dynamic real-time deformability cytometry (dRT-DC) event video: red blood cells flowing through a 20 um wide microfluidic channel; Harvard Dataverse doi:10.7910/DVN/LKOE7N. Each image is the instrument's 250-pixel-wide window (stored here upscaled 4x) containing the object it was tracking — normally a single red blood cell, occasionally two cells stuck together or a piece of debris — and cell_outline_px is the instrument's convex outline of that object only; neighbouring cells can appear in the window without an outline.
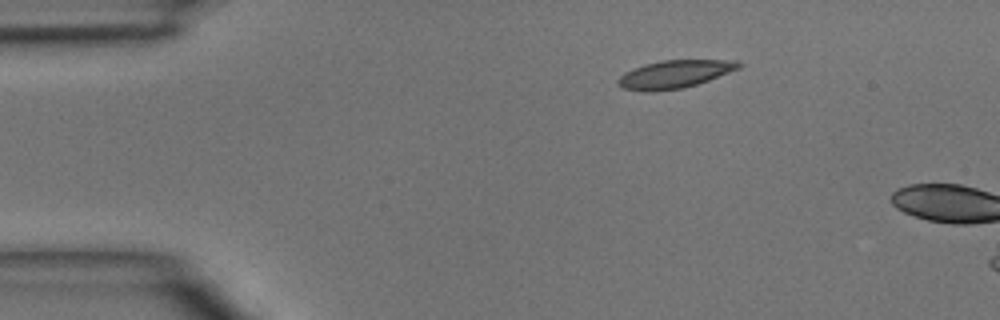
{"species": "common noctule bat (a hibernating species)", "species_latin": "Nyctalus noctula", "temperature_condition": "room temperature", "stored_images_in_passage": 3, "camera_frame_rate_fps": 3000, "um_per_image_px": 0.085, "animal": {"sex": "male", "body_mass_g": 15.6}, "frame": {"image": 1, "passage_image": 2, "time_ms": 2.0, "image_size_px": [1000, 320], "cell_outline_px": [[744, 64], [740, 68], [708, 80], [684, 88], [652, 92], [644, 92], [624, 88], [616, 84], [616, 80], [624, 72], [644, 64], [660, 60], [736, 60]], "centroid_in_image_um": [57.31, 6.31], "position_along_channel_um": 27.7, "area_um2": 19.77}}